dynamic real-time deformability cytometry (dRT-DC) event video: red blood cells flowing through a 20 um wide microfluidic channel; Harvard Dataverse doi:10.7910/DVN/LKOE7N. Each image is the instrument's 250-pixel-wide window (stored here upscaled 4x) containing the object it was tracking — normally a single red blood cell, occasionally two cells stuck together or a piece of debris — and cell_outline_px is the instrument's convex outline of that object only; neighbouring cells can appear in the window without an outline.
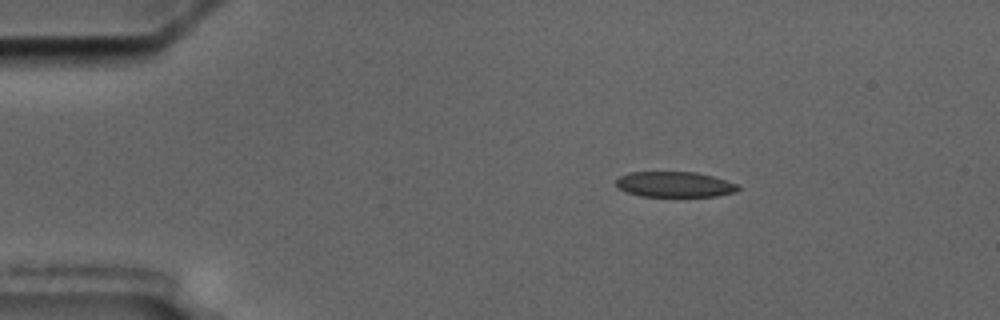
{"species": "common noctule bat (a hibernating species)", "species_latin": "Nyctalus noctula", "temperature_condition": "cold", "stored_images_in_passage": 3, "camera_frame_rate_fps": 3000, "um_per_image_px": 0.085, "animal": {"sex": "male", "body_mass_g": 17.5, "forearm_length_mm": 52.3}, "frame": {"image": 1, "passage_image": 1, "time_ms": 0.0, "image_size_px": [1000, 320], "cell_outline_px": [[740, 188], [736, 192], [716, 196], [640, 196], [628, 192], [620, 188], [616, 184], [616, 180], [620, 176], [628, 172], [696, 172], [712, 176], [736, 184]], "centroid_in_image_um": [57.34, 15.67], "position_along_channel_um": 27.7, "area_um2": 17.92}}